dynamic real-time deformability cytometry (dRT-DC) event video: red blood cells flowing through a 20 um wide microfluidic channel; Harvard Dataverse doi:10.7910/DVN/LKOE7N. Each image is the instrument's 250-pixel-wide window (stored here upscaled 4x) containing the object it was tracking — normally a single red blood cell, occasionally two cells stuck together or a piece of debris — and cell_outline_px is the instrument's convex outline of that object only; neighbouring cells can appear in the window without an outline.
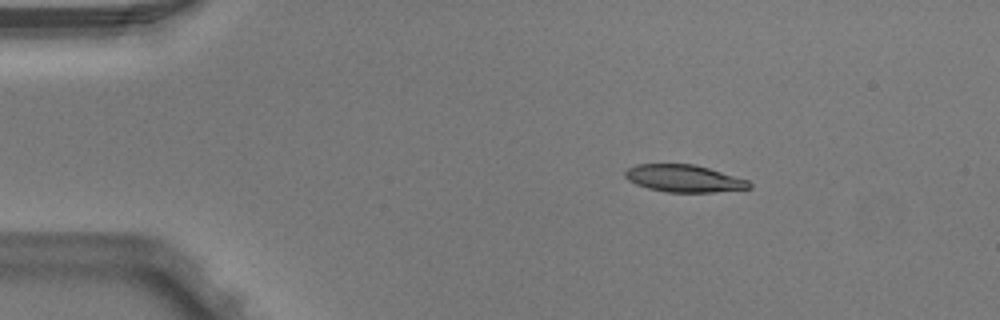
{"species": "Egyptian fruit bat (a non-hibernating species)", "species_latin": "Rousettus aegyptiacus", "temperature_condition": "warm", "stored_images_in_passage": 3, "camera_frame_rate_fps": 3000, "um_per_image_px": 0.085, "animal": {"sex": "male"}, "frame": {"image": 1, "passage_image": 1, "time_ms": 0.0, "image_size_px": [1000, 320], "cell_outline_px": [[752, 188], [712, 192], [668, 192], [648, 188], [636, 184], [628, 180], [624, 176], [624, 172], [628, 168], [636, 164], [696, 164], [748, 180], [752, 184]], "centroid_in_image_um": [58.13, 15.16], "position_along_channel_um": 26.9, "area_um2": 19.71}}
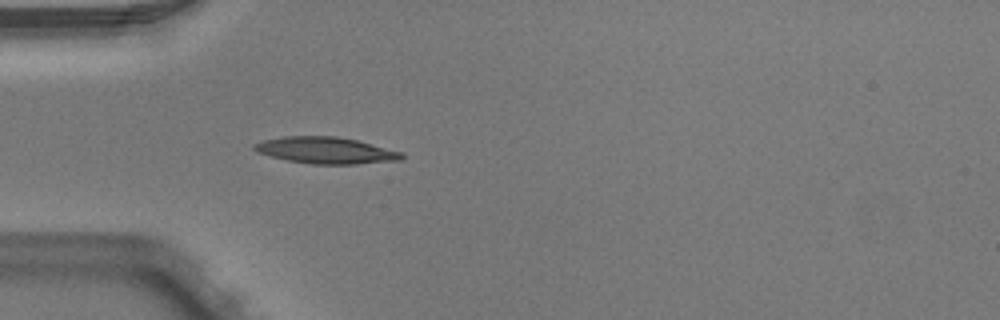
{"frame": {"image": 2, "passage_image": 3, "time_ms": 0.667, "image_size_px": [1000, 320], "cell_outline_px": [[404, 156], [400, 160], [356, 164], [312, 164], [288, 160], [256, 152], [252, 148], [252, 144], [264, 140], [284, 136], [336, 136], [356, 140], [404, 152]], "centroid_in_image_um": [27.7, 12.78], "position_along_channel_um": 57.3, "area_um2": 22.77}}